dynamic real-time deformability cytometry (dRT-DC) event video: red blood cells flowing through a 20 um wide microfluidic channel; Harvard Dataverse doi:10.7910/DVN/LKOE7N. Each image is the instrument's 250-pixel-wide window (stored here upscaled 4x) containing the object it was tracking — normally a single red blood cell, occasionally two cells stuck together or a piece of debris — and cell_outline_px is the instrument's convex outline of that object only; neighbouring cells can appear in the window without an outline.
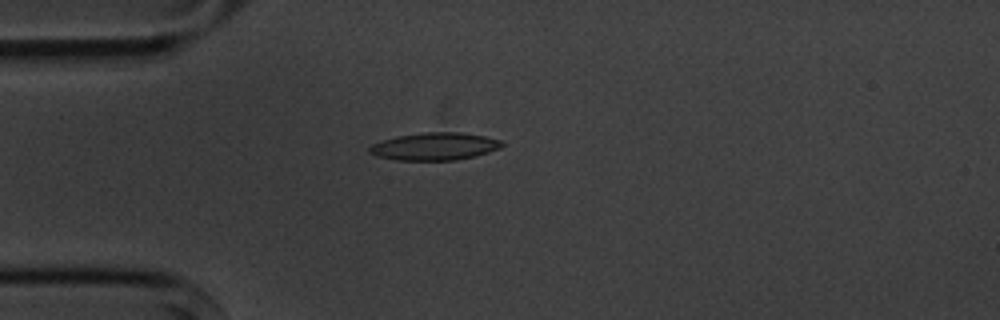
{"species": "common noctule bat (a hibernating species)", "species_latin": "Nyctalus noctula", "temperature_condition": "cold", "stored_images_in_passage": 4, "camera_frame_rate_fps": 3000, "um_per_image_px": 0.085, "animal": {"sex": "male", "body_mass_g": 20.1, "forearm_length_mm": 53.5}, "frame": {"image": 1, "passage_image": 3, "time_ms": 2.333, "image_size_px": [1000, 320], "cell_outline_px": [[504, 144], [500, 148], [476, 156], [456, 160], [396, 160], [376, 156], [368, 152], [368, 148], [372, 144], [396, 136], [424, 132], [460, 132], [484, 136], [500, 140]], "centroid_in_image_um": [36.93, 12.44], "position_along_channel_um": 48.1, "area_um2": 21.27}}